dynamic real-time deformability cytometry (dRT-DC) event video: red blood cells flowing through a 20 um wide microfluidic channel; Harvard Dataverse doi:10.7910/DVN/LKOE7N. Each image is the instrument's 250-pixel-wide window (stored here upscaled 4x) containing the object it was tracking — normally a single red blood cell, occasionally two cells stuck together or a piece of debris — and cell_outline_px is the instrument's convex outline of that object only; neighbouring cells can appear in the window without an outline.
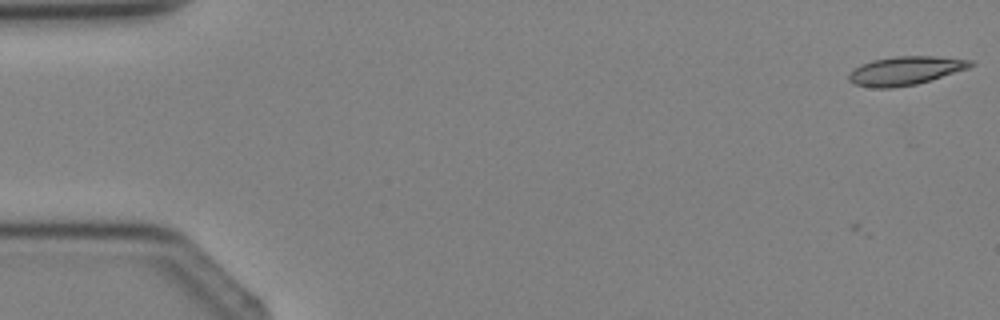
{"species": "Egyptian fruit bat (a non-hibernating species)", "species_latin": "Rousettus aegyptiacus", "temperature_condition": "cold", "stored_images_in_passage": 5, "camera_frame_rate_fps": 3000, "um_per_image_px": 0.085, "animal": {"sex": "female"}, "frame": {"image": 1, "passage_image": 2, "time_ms": 1.0, "image_size_px": [1000, 320], "cell_outline_px": [[976, 64], [968, 68], [916, 84], [892, 88], [872, 88], [852, 84], [848, 80], [848, 72], [852, 68], [860, 64], [872, 60], [896, 56], [936, 56], [972, 60]], "centroid_in_image_um": [76.88, 6.01], "position_along_channel_um": 8.1, "area_um2": 20.46}}